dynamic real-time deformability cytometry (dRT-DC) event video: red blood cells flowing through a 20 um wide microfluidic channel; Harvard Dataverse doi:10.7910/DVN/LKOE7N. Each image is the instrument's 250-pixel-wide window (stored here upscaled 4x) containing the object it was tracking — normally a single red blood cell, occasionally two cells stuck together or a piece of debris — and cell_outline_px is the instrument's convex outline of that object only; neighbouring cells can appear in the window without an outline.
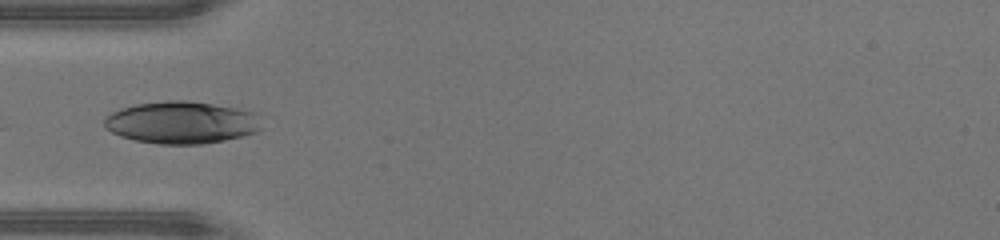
{"species": "human", "species_latin": "Homo sapiens", "temperature_condition": "warm", "stored_images_in_passage": 16, "camera_frame_rate_fps": 3000, "um_per_image_px": 0.085, "donor": {"sex": "male"}, "frame": {"image": 1, "passage_image": 14, "time_ms": 4.333, "image_size_px": [1000, 240], "cell_outline_px": [[260, 128], [256, 132], [244, 136], [204, 144], [160, 144], [136, 140], [120, 136], [104, 128], [104, 120], [112, 112], [120, 108], [136, 104], [168, 100], [188, 100], [236, 108], [252, 112]], "centroid_in_image_um": [15.37, 10.41], "position_along_channel_um": 69.6, "area_um2": 38.38}}